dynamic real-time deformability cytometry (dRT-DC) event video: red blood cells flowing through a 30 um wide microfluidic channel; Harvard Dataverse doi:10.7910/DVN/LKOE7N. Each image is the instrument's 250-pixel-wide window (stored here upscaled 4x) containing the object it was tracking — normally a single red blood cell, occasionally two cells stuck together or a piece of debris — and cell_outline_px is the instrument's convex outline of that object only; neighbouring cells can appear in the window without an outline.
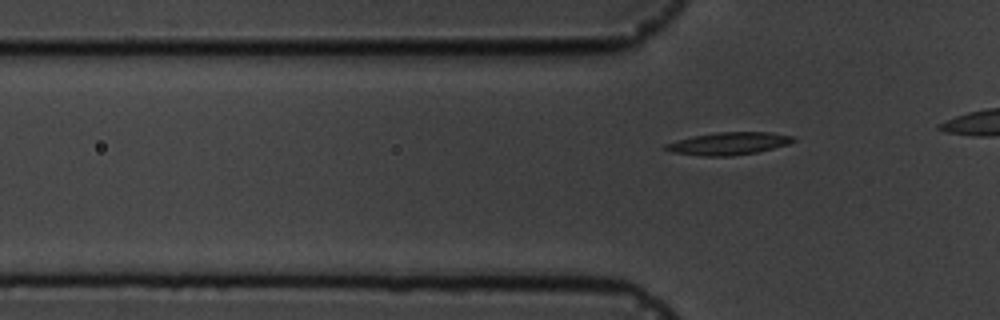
{"species": "common noctule bat (a hibernating species)", "species_latin": "Nyctalus noctula", "temperature_condition": "cold", "stored_images_in_passage": 4, "camera_frame_rate_fps": 3000, "um_per_image_px": 0.085, "animal": {"sex": "male", "body_mass_g": 19.5, "forearm_length_mm": 54.6}, "frame": {"image": 1, "passage_image": 4, "time_ms": 3.667, "image_size_px": [1000, 320], "cell_outline_px": [[796, 140], [788, 144], [756, 152], [732, 156], [704, 156], [672, 152], [664, 148], [664, 144], [676, 140], [692, 136], [716, 132], [768, 132], [796, 136]], "centroid_in_image_um": [61.93, 12.19], "position_along_channel_um": 63.9, "area_um2": 16.76}}